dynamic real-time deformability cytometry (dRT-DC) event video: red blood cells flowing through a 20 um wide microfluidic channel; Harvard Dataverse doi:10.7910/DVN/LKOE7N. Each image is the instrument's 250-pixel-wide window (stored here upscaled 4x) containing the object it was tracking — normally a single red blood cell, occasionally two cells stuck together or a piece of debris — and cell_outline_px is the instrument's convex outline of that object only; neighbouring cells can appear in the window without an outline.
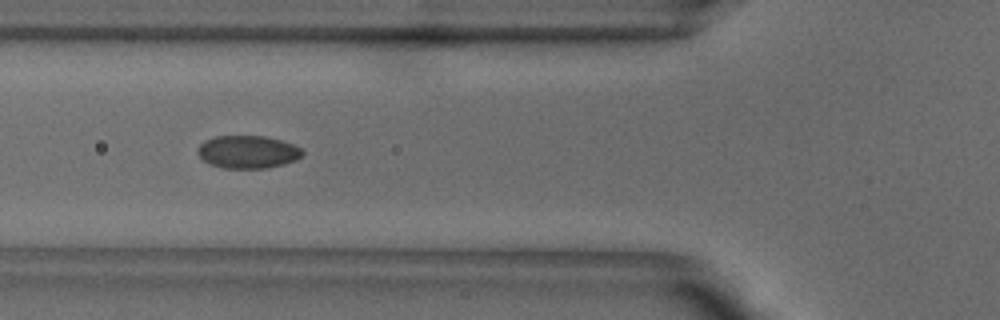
{"species": "common noctule bat (a hibernating species)", "species_latin": "Nyctalus noctula", "temperature_condition": "warm", "stored_images_in_passage": 26, "camera_frame_rate_fps": 3000, "um_per_image_px": 0.085, "animal": {"sex": "male", "body_mass_g": 18.8}, "frame": {"image": 1, "passage_image": 8, "time_ms": 2.333, "image_size_px": [1000, 320], "cell_outline_px": [[304, 152], [296, 160], [284, 164], [264, 168], [224, 168], [212, 164], [204, 160], [196, 152], [196, 148], [204, 140], [216, 136], [264, 136], [280, 140], [292, 144], [300, 148]], "centroid_in_image_um": [21.03, 12.9], "position_along_channel_um": 104.8, "area_um2": 19.88}}